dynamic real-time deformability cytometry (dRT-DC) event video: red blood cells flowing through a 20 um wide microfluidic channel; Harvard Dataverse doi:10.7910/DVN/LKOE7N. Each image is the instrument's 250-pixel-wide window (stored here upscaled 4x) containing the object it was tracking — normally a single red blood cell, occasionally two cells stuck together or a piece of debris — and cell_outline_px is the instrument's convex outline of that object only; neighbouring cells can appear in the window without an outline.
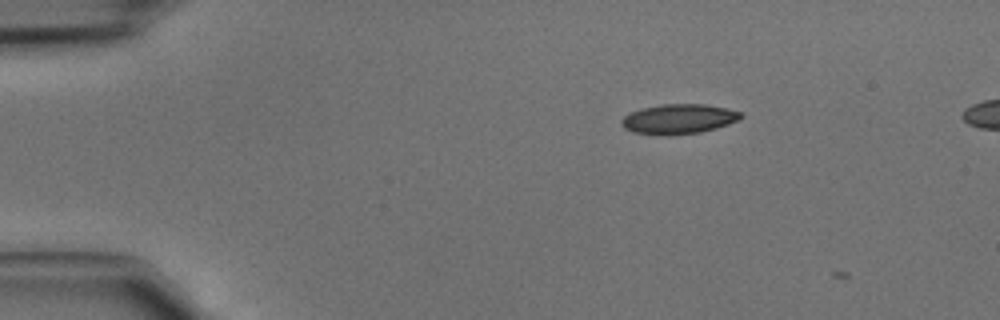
{"species": "common noctule bat (a hibernating species)", "species_latin": "Nyctalus noctula", "temperature_condition": "cold", "stored_images_in_passage": 3, "camera_frame_rate_fps": 3000, "um_per_image_px": 0.085, "animal": {"sex": "male", "body_mass_g": 15.6}, "frame": {"image": 1, "passage_image": 2, "time_ms": 0.333, "image_size_px": [1000, 320], "cell_outline_px": [[744, 116], [728, 124], [716, 128], [700, 132], [668, 136], [632, 132], [624, 128], [620, 124], [620, 120], [624, 116], [640, 108], [664, 104], [704, 104], [728, 108], [740, 112]], "centroid_in_image_um": [57.66, 10.12], "position_along_channel_um": 27.3, "area_um2": 20.81}}